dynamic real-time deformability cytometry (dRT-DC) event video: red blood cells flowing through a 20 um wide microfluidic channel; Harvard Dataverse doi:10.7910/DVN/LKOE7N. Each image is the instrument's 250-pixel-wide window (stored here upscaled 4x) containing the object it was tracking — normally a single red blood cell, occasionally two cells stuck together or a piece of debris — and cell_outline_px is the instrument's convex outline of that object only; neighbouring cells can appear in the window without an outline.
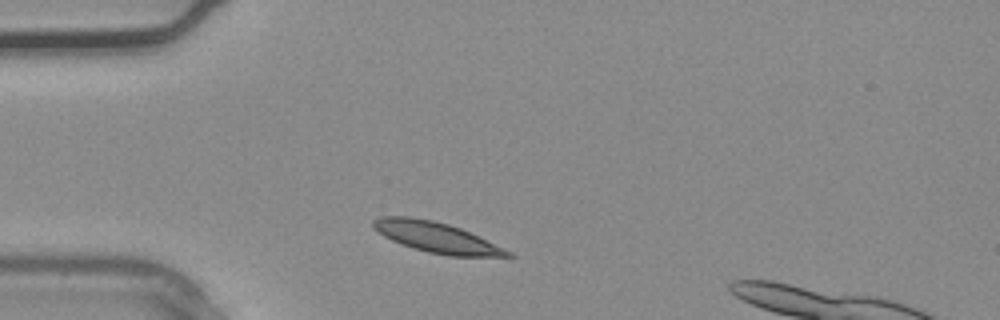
{"species": "common noctule bat (a hibernating species)", "species_latin": "Nyctalus noctula", "temperature_condition": "warm", "stored_images_in_passage": 1, "camera_frame_rate_fps": 3000, "um_per_image_px": 0.085, "animal": {"sex": "male", "body_mass_g": 20.4}, "frame": {"image": 1, "passage_image": 1, "time_ms": 0.0, "image_size_px": [1000, 320], "cell_outline_px": [[516, 256], [448, 256], [428, 252], [392, 240], [384, 236], [372, 228], [372, 220], [380, 216], [408, 216], [432, 220], [448, 224], [460, 228], [504, 248], [512, 252]], "centroid_in_image_um": [37.06, 20.16], "position_along_channel_um": 47.9, "area_um2": 23.52}}